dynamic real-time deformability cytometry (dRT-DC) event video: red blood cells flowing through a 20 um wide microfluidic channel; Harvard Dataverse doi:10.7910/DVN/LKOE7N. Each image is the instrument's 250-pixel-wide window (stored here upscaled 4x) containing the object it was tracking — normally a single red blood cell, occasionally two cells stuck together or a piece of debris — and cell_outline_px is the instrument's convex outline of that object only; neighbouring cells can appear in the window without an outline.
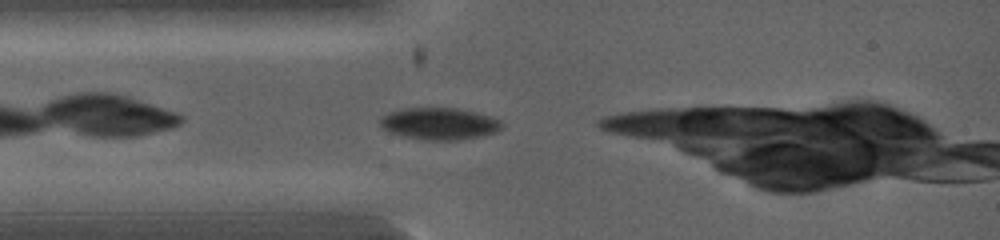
{"species": "common noctule bat (a hibernating species)", "species_latin": "Nyctalus noctula", "temperature_condition": "warm", "stored_images_in_passage": 1, "camera_frame_rate_fps": 5000, "um_per_image_px": 0.085, "animal": {"sex": "female", "body_mass_g": 19.0, "forearm_length_mm": 53.3}, "frame": {"image": 1, "passage_image": 1, "time_ms": 0.0, "image_size_px": [1000, 240], "cell_outline_px": [[504, 128], [496, 132], [480, 136], [456, 140], [428, 140], [404, 136], [392, 132], [384, 128], [380, 124], [380, 116], [388, 112], [400, 108], [460, 108], [492, 116], [500, 120], [504, 124]], "centroid_in_image_um": [37.38, 10.49], "position_along_channel_um": 47.6, "area_um2": 22.77}}